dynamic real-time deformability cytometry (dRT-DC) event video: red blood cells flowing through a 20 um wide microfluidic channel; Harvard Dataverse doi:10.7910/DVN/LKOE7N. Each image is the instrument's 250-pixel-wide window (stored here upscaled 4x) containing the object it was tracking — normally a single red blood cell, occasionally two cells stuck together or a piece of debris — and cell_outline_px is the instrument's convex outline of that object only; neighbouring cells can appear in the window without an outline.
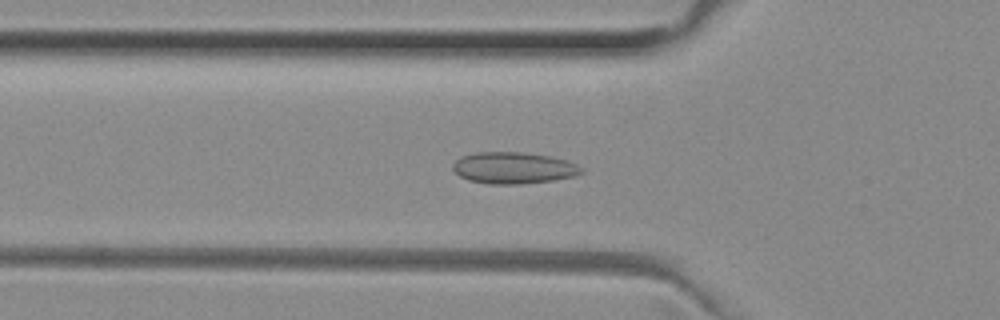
{"species": "common noctule bat (a hibernating species)", "species_latin": "Nyctalus noctula", "temperature_condition": "room temperature", "stored_images_in_passage": 37, "segment_of_instrument_passage": [1, 2], "camera_frame_rate_fps": 3000, "um_per_image_px": 0.085, "animal": {"sex": "female", "body_mass_g": 29.2, "forearm_length_mm": 56.3}, "frame": {"image": 1, "passage_image": 2, "time_ms": 0.333, "image_size_px": [1000, 320], "cell_outline_px": [[584, 172], [576, 176], [552, 180], [520, 184], [488, 184], [468, 180], [460, 176], [452, 168], [452, 164], [460, 156], [476, 152], [524, 152], [548, 156], [564, 160], [576, 164], [584, 168]], "centroid_in_image_um": [43.63, 14.27], "position_along_channel_um": 82.2, "area_um2": 23.7}}
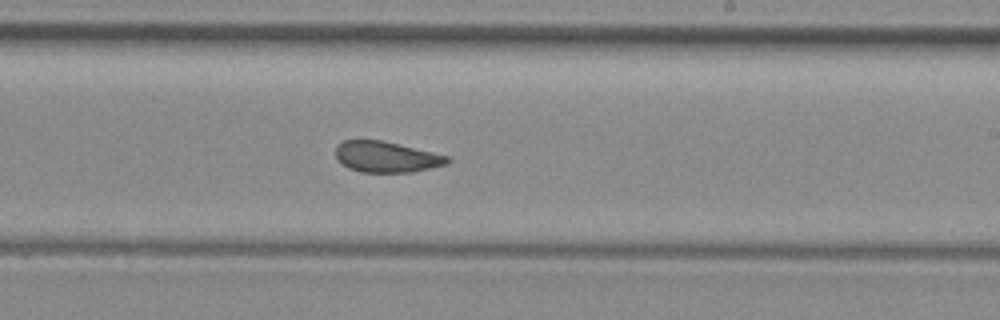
{"frame": {"image": 2, "passage_image": 15, "time_ms": 4.667, "image_size_px": [1000, 320], "cell_outline_px": [[452, 160], [448, 164], [412, 172], [360, 172], [348, 168], [336, 160], [336, 144], [344, 140], [384, 140], [448, 156]], "centroid_in_image_um": [32.82, 13.33], "position_along_channel_um": 256.2, "area_um2": 20.29}}
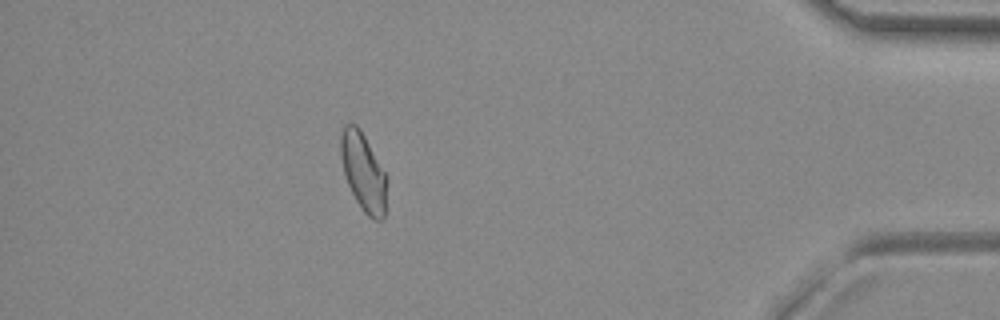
{"frame": {"image": 3, "passage_image": 30, "time_ms": 9.667, "image_size_px": [1000, 320], "cell_outline_px": [[388, 180], [384, 216], [380, 220], [372, 220], [360, 208], [348, 184], [344, 172], [340, 156], [340, 136], [344, 124], [356, 124], [360, 128], [388, 176]], "centroid_in_image_um": [30.9, 14.61], "position_along_channel_um": 404.3, "area_um2": 21.27}}